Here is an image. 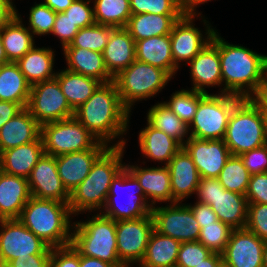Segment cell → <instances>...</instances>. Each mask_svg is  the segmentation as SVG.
<instances>
[{"instance_id":"1","label":"cell","mask_w":267,"mask_h":267,"mask_svg":"<svg viewBox=\"0 0 267 267\" xmlns=\"http://www.w3.org/2000/svg\"><path fill=\"white\" fill-rule=\"evenodd\" d=\"M130 115L114 81L101 83L92 96L74 111V117L98 141L108 146H126L127 140L122 135L127 134ZM116 138L119 140L113 144Z\"/></svg>"},{"instance_id":"2","label":"cell","mask_w":267,"mask_h":267,"mask_svg":"<svg viewBox=\"0 0 267 267\" xmlns=\"http://www.w3.org/2000/svg\"><path fill=\"white\" fill-rule=\"evenodd\" d=\"M211 41L218 47L222 74V89L218 94H233L251 98L267 78V55L247 47L234 45L221 38L217 30Z\"/></svg>"},{"instance_id":"3","label":"cell","mask_w":267,"mask_h":267,"mask_svg":"<svg viewBox=\"0 0 267 267\" xmlns=\"http://www.w3.org/2000/svg\"><path fill=\"white\" fill-rule=\"evenodd\" d=\"M125 146H109L93 163L87 177L70 193L69 209L73 215L101 212L112 180L125 167Z\"/></svg>"},{"instance_id":"4","label":"cell","mask_w":267,"mask_h":267,"mask_svg":"<svg viewBox=\"0 0 267 267\" xmlns=\"http://www.w3.org/2000/svg\"><path fill=\"white\" fill-rule=\"evenodd\" d=\"M71 215L68 202L31 197L19 220L49 247L57 248L71 244Z\"/></svg>"},{"instance_id":"5","label":"cell","mask_w":267,"mask_h":267,"mask_svg":"<svg viewBox=\"0 0 267 267\" xmlns=\"http://www.w3.org/2000/svg\"><path fill=\"white\" fill-rule=\"evenodd\" d=\"M72 231L71 245L79 255L98 258L113 266H125L118 257L113 219L97 212L84 222H73Z\"/></svg>"},{"instance_id":"6","label":"cell","mask_w":267,"mask_h":267,"mask_svg":"<svg viewBox=\"0 0 267 267\" xmlns=\"http://www.w3.org/2000/svg\"><path fill=\"white\" fill-rule=\"evenodd\" d=\"M223 140L231 155L267 144L265 115L250 98L242 99L233 108Z\"/></svg>"},{"instance_id":"7","label":"cell","mask_w":267,"mask_h":267,"mask_svg":"<svg viewBox=\"0 0 267 267\" xmlns=\"http://www.w3.org/2000/svg\"><path fill=\"white\" fill-rule=\"evenodd\" d=\"M123 189L126 192H123ZM121 196L123 200L120 199ZM151 210L152 206L147 201L139 181L124 167L112 180L106 204L100 213L118 221L141 218L149 215Z\"/></svg>"},{"instance_id":"8","label":"cell","mask_w":267,"mask_h":267,"mask_svg":"<svg viewBox=\"0 0 267 267\" xmlns=\"http://www.w3.org/2000/svg\"><path fill=\"white\" fill-rule=\"evenodd\" d=\"M171 79L165 70L135 60L114 77L113 81L123 105L131 112L135 102L154 97Z\"/></svg>"},{"instance_id":"9","label":"cell","mask_w":267,"mask_h":267,"mask_svg":"<svg viewBox=\"0 0 267 267\" xmlns=\"http://www.w3.org/2000/svg\"><path fill=\"white\" fill-rule=\"evenodd\" d=\"M243 98L233 94H206L189 125L190 137L201 140H223L233 108Z\"/></svg>"},{"instance_id":"10","label":"cell","mask_w":267,"mask_h":267,"mask_svg":"<svg viewBox=\"0 0 267 267\" xmlns=\"http://www.w3.org/2000/svg\"><path fill=\"white\" fill-rule=\"evenodd\" d=\"M197 201L208 204L218 220L233 229L245 228L247 221V199L245 195L226 190L217 178L199 179L196 190Z\"/></svg>"},{"instance_id":"11","label":"cell","mask_w":267,"mask_h":267,"mask_svg":"<svg viewBox=\"0 0 267 267\" xmlns=\"http://www.w3.org/2000/svg\"><path fill=\"white\" fill-rule=\"evenodd\" d=\"M45 154L54 157L92 149L98 141L75 117L41 125Z\"/></svg>"},{"instance_id":"12","label":"cell","mask_w":267,"mask_h":267,"mask_svg":"<svg viewBox=\"0 0 267 267\" xmlns=\"http://www.w3.org/2000/svg\"><path fill=\"white\" fill-rule=\"evenodd\" d=\"M27 109L40 125L74 117L55 77L31 86Z\"/></svg>"},{"instance_id":"13","label":"cell","mask_w":267,"mask_h":267,"mask_svg":"<svg viewBox=\"0 0 267 267\" xmlns=\"http://www.w3.org/2000/svg\"><path fill=\"white\" fill-rule=\"evenodd\" d=\"M51 251L19 219L0 220V265L7 266L19 256L51 254Z\"/></svg>"},{"instance_id":"14","label":"cell","mask_w":267,"mask_h":267,"mask_svg":"<svg viewBox=\"0 0 267 267\" xmlns=\"http://www.w3.org/2000/svg\"><path fill=\"white\" fill-rule=\"evenodd\" d=\"M151 215L154 230L183 242L198 241L201 227L185 203H169L165 207L153 206Z\"/></svg>"},{"instance_id":"15","label":"cell","mask_w":267,"mask_h":267,"mask_svg":"<svg viewBox=\"0 0 267 267\" xmlns=\"http://www.w3.org/2000/svg\"><path fill=\"white\" fill-rule=\"evenodd\" d=\"M154 223L151 213L147 216L116 221V243L120 261L126 266L143 260Z\"/></svg>"},{"instance_id":"16","label":"cell","mask_w":267,"mask_h":267,"mask_svg":"<svg viewBox=\"0 0 267 267\" xmlns=\"http://www.w3.org/2000/svg\"><path fill=\"white\" fill-rule=\"evenodd\" d=\"M195 16L183 15L173 26L170 36L172 58L176 67L181 68V62L185 65L194 59L197 54L204 49L210 42L216 31L210 23L202 18L205 27V34L193 23ZM209 23V24H208ZM206 35V36H205ZM205 36V37H204Z\"/></svg>"},{"instance_id":"17","label":"cell","mask_w":267,"mask_h":267,"mask_svg":"<svg viewBox=\"0 0 267 267\" xmlns=\"http://www.w3.org/2000/svg\"><path fill=\"white\" fill-rule=\"evenodd\" d=\"M264 240L246 228L233 229L221 253L225 267H263Z\"/></svg>"},{"instance_id":"18","label":"cell","mask_w":267,"mask_h":267,"mask_svg":"<svg viewBox=\"0 0 267 267\" xmlns=\"http://www.w3.org/2000/svg\"><path fill=\"white\" fill-rule=\"evenodd\" d=\"M27 180L32 197L69 202L70 193L58 175L56 157L44 153Z\"/></svg>"},{"instance_id":"19","label":"cell","mask_w":267,"mask_h":267,"mask_svg":"<svg viewBox=\"0 0 267 267\" xmlns=\"http://www.w3.org/2000/svg\"><path fill=\"white\" fill-rule=\"evenodd\" d=\"M183 148L191 156L202 178H218L231 156L224 140H201L190 137Z\"/></svg>"},{"instance_id":"20","label":"cell","mask_w":267,"mask_h":267,"mask_svg":"<svg viewBox=\"0 0 267 267\" xmlns=\"http://www.w3.org/2000/svg\"><path fill=\"white\" fill-rule=\"evenodd\" d=\"M108 147L99 142L92 149L56 156L58 175L69 193L87 177L93 163Z\"/></svg>"},{"instance_id":"21","label":"cell","mask_w":267,"mask_h":267,"mask_svg":"<svg viewBox=\"0 0 267 267\" xmlns=\"http://www.w3.org/2000/svg\"><path fill=\"white\" fill-rule=\"evenodd\" d=\"M170 172L172 203L196 194L199 173L187 151L182 147L166 165Z\"/></svg>"},{"instance_id":"22","label":"cell","mask_w":267,"mask_h":267,"mask_svg":"<svg viewBox=\"0 0 267 267\" xmlns=\"http://www.w3.org/2000/svg\"><path fill=\"white\" fill-rule=\"evenodd\" d=\"M191 90L208 94L209 87H222V74L218 47L211 41L189 63Z\"/></svg>"},{"instance_id":"23","label":"cell","mask_w":267,"mask_h":267,"mask_svg":"<svg viewBox=\"0 0 267 267\" xmlns=\"http://www.w3.org/2000/svg\"><path fill=\"white\" fill-rule=\"evenodd\" d=\"M31 197L27 178L0 170V220L19 219Z\"/></svg>"},{"instance_id":"24","label":"cell","mask_w":267,"mask_h":267,"mask_svg":"<svg viewBox=\"0 0 267 267\" xmlns=\"http://www.w3.org/2000/svg\"><path fill=\"white\" fill-rule=\"evenodd\" d=\"M125 167L137 178L152 207L158 202L172 203L170 172L167 166L142 168L125 164Z\"/></svg>"},{"instance_id":"25","label":"cell","mask_w":267,"mask_h":267,"mask_svg":"<svg viewBox=\"0 0 267 267\" xmlns=\"http://www.w3.org/2000/svg\"><path fill=\"white\" fill-rule=\"evenodd\" d=\"M41 136L31 143L0 153V170L7 174L28 178L31 170L44 154Z\"/></svg>"},{"instance_id":"26","label":"cell","mask_w":267,"mask_h":267,"mask_svg":"<svg viewBox=\"0 0 267 267\" xmlns=\"http://www.w3.org/2000/svg\"><path fill=\"white\" fill-rule=\"evenodd\" d=\"M103 58L113 78L136 60L135 41L125 28H116L111 33Z\"/></svg>"},{"instance_id":"27","label":"cell","mask_w":267,"mask_h":267,"mask_svg":"<svg viewBox=\"0 0 267 267\" xmlns=\"http://www.w3.org/2000/svg\"><path fill=\"white\" fill-rule=\"evenodd\" d=\"M41 125L24 108L0 129V153L7 149L31 143L40 137Z\"/></svg>"},{"instance_id":"28","label":"cell","mask_w":267,"mask_h":267,"mask_svg":"<svg viewBox=\"0 0 267 267\" xmlns=\"http://www.w3.org/2000/svg\"><path fill=\"white\" fill-rule=\"evenodd\" d=\"M136 60L165 70L174 78L178 71L172 58L169 35L150 37L135 41Z\"/></svg>"},{"instance_id":"29","label":"cell","mask_w":267,"mask_h":267,"mask_svg":"<svg viewBox=\"0 0 267 267\" xmlns=\"http://www.w3.org/2000/svg\"><path fill=\"white\" fill-rule=\"evenodd\" d=\"M67 70L92 77L101 83H108L114 78L108 73L103 53L83 48H63Z\"/></svg>"},{"instance_id":"30","label":"cell","mask_w":267,"mask_h":267,"mask_svg":"<svg viewBox=\"0 0 267 267\" xmlns=\"http://www.w3.org/2000/svg\"><path fill=\"white\" fill-rule=\"evenodd\" d=\"M138 142L143 157L150 160L164 162L166 166L182 146L163 131L147 126L140 130Z\"/></svg>"},{"instance_id":"31","label":"cell","mask_w":267,"mask_h":267,"mask_svg":"<svg viewBox=\"0 0 267 267\" xmlns=\"http://www.w3.org/2000/svg\"><path fill=\"white\" fill-rule=\"evenodd\" d=\"M55 51L49 47L34 46L16 63L26 81L32 86L56 76L54 67Z\"/></svg>"},{"instance_id":"32","label":"cell","mask_w":267,"mask_h":267,"mask_svg":"<svg viewBox=\"0 0 267 267\" xmlns=\"http://www.w3.org/2000/svg\"><path fill=\"white\" fill-rule=\"evenodd\" d=\"M183 15H158L152 13L132 14L125 29L134 41L169 35L174 24Z\"/></svg>"},{"instance_id":"33","label":"cell","mask_w":267,"mask_h":267,"mask_svg":"<svg viewBox=\"0 0 267 267\" xmlns=\"http://www.w3.org/2000/svg\"><path fill=\"white\" fill-rule=\"evenodd\" d=\"M0 36L9 62H17L35 46L34 36L24 26L19 13L10 23L0 28Z\"/></svg>"},{"instance_id":"34","label":"cell","mask_w":267,"mask_h":267,"mask_svg":"<svg viewBox=\"0 0 267 267\" xmlns=\"http://www.w3.org/2000/svg\"><path fill=\"white\" fill-rule=\"evenodd\" d=\"M181 242L153 230L139 267H176Z\"/></svg>"},{"instance_id":"35","label":"cell","mask_w":267,"mask_h":267,"mask_svg":"<svg viewBox=\"0 0 267 267\" xmlns=\"http://www.w3.org/2000/svg\"><path fill=\"white\" fill-rule=\"evenodd\" d=\"M55 78L58 80L68 104L74 111L85 103L101 84L95 78L74 73L67 69L58 71Z\"/></svg>"},{"instance_id":"36","label":"cell","mask_w":267,"mask_h":267,"mask_svg":"<svg viewBox=\"0 0 267 267\" xmlns=\"http://www.w3.org/2000/svg\"><path fill=\"white\" fill-rule=\"evenodd\" d=\"M31 85L16 62L0 66V101H10L27 108Z\"/></svg>"},{"instance_id":"37","label":"cell","mask_w":267,"mask_h":267,"mask_svg":"<svg viewBox=\"0 0 267 267\" xmlns=\"http://www.w3.org/2000/svg\"><path fill=\"white\" fill-rule=\"evenodd\" d=\"M147 123L175 139L182 147L190 138L189 126L177 117L164 102H158L151 106L147 113Z\"/></svg>"},{"instance_id":"38","label":"cell","mask_w":267,"mask_h":267,"mask_svg":"<svg viewBox=\"0 0 267 267\" xmlns=\"http://www.w3.org/2000/svg\"><path fill=\"white\" fill-rule=\"evenodd\" d=\"M94 19L97 24L125 28L130 16L129 0H94Z\"/></svg>"},{"instance_id":"39","label":"cell","mask_w":267,"mask_h":267,"mask_svg":"<svg viewBox=\"0 0 267 267\" xmlns=\"http://www.w3.org/2000/svg\"><path fill=\"white\" fill-rule=\"evenodd\" d=\"M250 176L241 157L239 155H231L217 179L226 190L245 195Z\"/></svg>"},{"instance_id":"40","label":"cell","mask_w":267,"mask_h":267,"mask_svg":"<svg viewBox=\"0 0 267 267\" xmlns=\"http://www.w3.org/2000/svg\"><path fill=\"white\" fill-rule=\"evenodd\" d=\"M115 29V27L95 23L79 29V32L74 36L70 45L64 48H83L103 53L105 46L109 42L111 33Z\"/></svg>"},{"instance_id":"41","label":"cell","mask_w":267,"mask_h":267,"mask_svg":"<svg viewBox=\"0 0 267 267\" xmlns=\"http://www.w3.org/2000/svg\"><path fill=\"white\" fill-rule=\"evenodd\" d=\"M205 93L191 89H181L172 93L170 100L164 101L167 107L188 126L193 121L199 101Z\"/></svg>"},{"instance_id":"42","label":"cell","mask_w":267,"mask_h":267,"mask_svg":"<svg viewBox=\"0 0 267 267\" xmlns=\"http://www.w3.org/2000/svg\"><path fill=\"white\" fill-rule=\"evenodd\" d=\"M232 231L231 226L218 220L201 228L198 241L212 252L221 254L229 242Z\"/></svg>"},{"instance_id":"43","label":"cell","mask_w":267,"mask_h":267,"mask_svg":"<svg viewBox=\"0 0 267 267\" xmlns=\"http://www.w3.org/2000/svg\"><path fill=\"white\" fill-rule=\"evenodd\" d=\"M132 14L183 15L181 0H129Z\"/></svg>"},{"instance_id":"44","label":"cell","mask_w":267,"mask_h":267,"mask_svg":"<svg viewBox=\"0 0 267 267\" xmlns=\"http://www.w3.org/2000/svg\"><path fill=\"white\" fill-rule=\"evenodd\" d=\"M56 13L43 2L36 3L31 7L29 14L28 29L33 36H44L52 33Z\"/></svg>"},{"instance_id":"45","label":"cell","mask_w":267,"mask_h":267,"mask_svg":"<svg viewBox=\"0 0 267 267\" xmlns=\"http://www.w3.org/2000/svg\"><path fill=\"white\" fill-rule=\"evenodd\" d=\"M212 253L199 241L183 242L179 248L176 267H195Z\"/></svg>"},{"instance_id":"46","label":"cell","mask_w":267,"mask_h":267,"mask_svg":"<svg viewBox=\"0 0 267 267\" xmlns=\"http://www.w3.org/2000/svg\"><path fill=\"white\" fill-rule=\"evenodd\" d=\"M245 228L267 241V204L248 203Z\"/></svg>"},{"instance_id":"47","label":"cell","mask_w":267,"mask_h":267,"mask_svg":"<svg viewBox=\"0 0 267 267\" xmlns=\"http://www.w3.org/2000/svg\"><path fill=\"white\" fill-rule=\"evenodd\" d=\"M92 0H74L64 11L67 17L79 28H85L95 24L94 8L90 3ZM90 5V6H89Z\"/></svg>"},{"instance_id":"48","label":"cell","mask_w":267,"mask_h":267,"mask_svg":"<svg viewBox=\"0 0 267 267\" xmlns=\"http://www.w3.org/2000/svg\"><path fill=\"white\" fill-rule=\"evenodd\" d=\"M250 175L267 172V144L239 155Z\"/></svg>"},{"instance_id":"49","label":"cell","mask_w":267,"mask_h":267,"mask_svg":"<svg viewBox=\"0 0 267 267\" xmlns=\"http://www.w3.org/2000/svg\"><path fill=\"white\" fill-rule=\"evenodd\" d=\"M79 32V28L67 17L64 12L56 13L52 33L60 39L62 49L70 45L74 36Z\"/></svg>"},{"instance_id":"50","label":"cell","mask_w":267,"mask_h":267,"mask_svg":"<svg viewBox=\"0 0 267 267\" xmlns=\"http://www.w3.org/2000/svg\"><path fill=\"white\" fill-rule=\"evenodd\" d=\"M49 267H80V255L71 244L52 248Z\"/></svg>"},{"instance_id":"51","label":"cell","mask_w":267,"mask_h":267,"mask_svg":"<svg viewBox=\"0 0 267 267\" xmlns=\"http://www.w3.org/2000/svg\"><path fill=\"white\" fill-rule=\"evenodd\" d=\"M245 196L247 203L267 204V172L250 176Z\"/></svg>"},{"instance_id":"52","label":"cell","mask_w":267,"mask_h":267,"mask_svg":"<svg viewBox=\"0 0 267 267\" xmlns=\"http://www.w3.org/2000/svg\"><path fill=\"white\" fill-rule=\"evenodd\" d=\"M187 206L191 209L201 228L204 225L213 224V222L218 221L216 213L208 204L196 201L193 205L187 203Z\"/></svg>"},{"instance_id":"53","label":"cell","mask_w":267,"mask_h":267,"mask_svg":"<svg viewBox=\"0 0 267 267\" xmlns=\"http://www.w3.org/2000/svg\"><path fill=\"white\" fill-rule=\"evenodd\" d=\"M51 254L28 255L17 257L7 267H49Z\"/></svg>"},{"instance_id":"54","label":"cell","mask_w":267,"mask_h":267,"mask_svg":"<svg viewBox=\"0 0 267 267\" xmlns=\"http://www.w3.org/2000/svg\"><path fill=\"white\" fill-rule=\"evenodd\" d=\"M23 109L20 104L10 101H0V129Z\"/></svg>"},{"instance_id":"55","label":"cell","mask_w":267,"mask_h":267,"mask_svg":"<svg viewBox=\"0 0 267 267\" xmlns=\"http://www.w3.org/2000/svg\"><path fill=\"white\" fill-rule=\"evenodd\" d=\"M17 13L18 10L12 0H0V28L10 23Z\"/></svg>"},{"instance_id":"56","label":"cell","mask_w":267,"mask_h":267,"mask_svg":"<svg viewBox=\"0 0 267 267\" xmlns=\"http://www.w3.org/2000/svg\"><path fill=\"white\" fill-rule=\"evenodd\" d=\"M250 99L262 110L264 115H267V78Z\"/></svg>"},{"instance_id":"57","label":"cell","mask_w":267,"mask_h":267,"mask_svg":"<svg viewBox=\"0 0 267 267\" xmlns=\"http://www.w3.org/2000/svg\"><path fill=\"white\" fill-rule=\"evenodd\" d=\"M207 1H211V0H181V8H182V12L183 15L185 16H197L198 15L202 18V14L199 12H197L196 8L198 5L200 4H205L207 3ZM197 12V13H196Z\"/></svg>"},{"instance_id":"58","label":"cell","mask_w":267,"mask_h":267,"mask_svg":"<svg viewBox=\"0 0 267 267\" xmlns=\"http://www.w3.org/2000/svg\"><path fill=\"white\" fill-rule=\"evenodd\" d=\"M80 267H126V266H113L112 264L104 262L98 258L80 255Z\"/></svg>"},{"instance_id":"59","label":"cell","mask_w":267,"mask_h":267,"mask_svg":"<svg viewBox=\"0 0 267 267\" xmlns=\"http://www.w3.org/2000/svg\"><path fill=\"white\" fill-rule=\"evenodd\" d=\"M74 0H44L43 3L47 5L55 13L64 12Z\"/></svg>"},{"instance_id":"60","label":"cell","mask_w":267,"mask_h":267,"mask_svg":"<svg viewBox=\"0 0 267 267\" xmlns=\"http://www.w3.org/2000/svg\"><path fill=\"white\" fill-rule=\"evenodd\" d=\"M223 265L222 255L213 252L208 258L204 259L195 267H221Z\"/></svg>"},{"instance_id":"61","label":"cell","mask_w":267,"mask_h":267,"mask_svg":"<svg viewBox=\"0 0 267 267\" xmlns=\"http://www.w3.org/2000/svg\"><path fill=\"white\" fill-rule=\"evenodd\" d=\"M6 63H9L7 57H6V54H5V51H4V48H3V43H2V39H1V36H0V66L3 65V64H6Z\"/></svg>"},{"instance_id":"62","label":"cell","mask_w":267,"mask_h":267,"mask_svg":"<svg viewBox=\"0 0 267 267\" xmlns=\"http://www.w3.org/2000/svg\"><path fill=\"white\" fill-rule=\"evenodd\" d=\"M263 267H267V241L265 242L263 249Z\"/></svg>"},{"instance_id":"63","label":"cell","mask_w":267,"mask_h":267,"mask_svg":"<svg viewBox=\"0 0 267 267\" xmlns=\"http://www.w3.org/2000/svg\"><path fill=\"white\" fill-rule=\"evenodd\" d=\"M265 120H266V138H267V115H265Z\"/></svg>"}]
</instances>
